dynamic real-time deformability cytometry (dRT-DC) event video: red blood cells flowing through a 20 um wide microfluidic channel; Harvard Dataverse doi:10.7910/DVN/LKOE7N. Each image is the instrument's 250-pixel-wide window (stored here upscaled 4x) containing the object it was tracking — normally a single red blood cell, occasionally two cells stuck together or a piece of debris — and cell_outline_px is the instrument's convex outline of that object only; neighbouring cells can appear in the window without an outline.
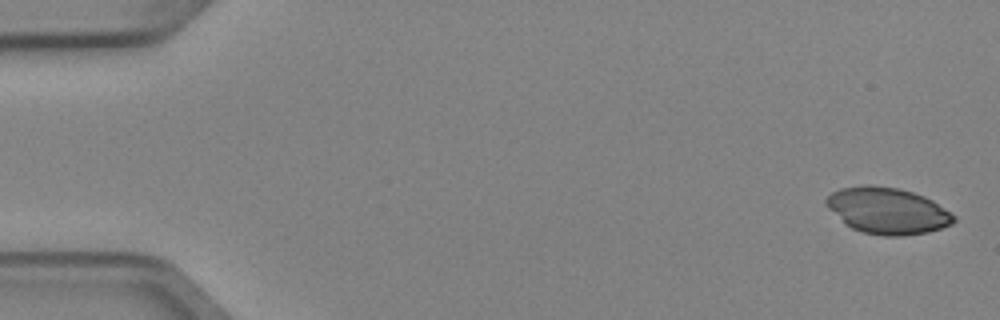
{"species": "Egyptian fruit bat (a non-hibernating species)", "species_latin": "Rousettus aegyptiacus", "temperature_condition": "cold", "stored_images_in_passage": 5, "camera_frame_rate_fps": 3000, "um_per_image_px": 0.085, "animal": {"sex": "female"}, "frame": {"image": 1, "passage_image": 1, "time_ms": 0.0, "image_size_px": [1000, 320], "cell_outline_px": [[956, 220], [952, 224], [928, 232], [900, 236], [884, 236], [864, 232], [852, 228], [844, 224], [824, 204], [824, 200], [832, 192], [840, 188], [864, 184], [872, 184], [900, 188], [924, 196], [932, 200], [956, 216]], "centroid_in_image_um": [75.41, 17.89], "position_along_channel_um": 9.6, "area_um2": 34.68}}